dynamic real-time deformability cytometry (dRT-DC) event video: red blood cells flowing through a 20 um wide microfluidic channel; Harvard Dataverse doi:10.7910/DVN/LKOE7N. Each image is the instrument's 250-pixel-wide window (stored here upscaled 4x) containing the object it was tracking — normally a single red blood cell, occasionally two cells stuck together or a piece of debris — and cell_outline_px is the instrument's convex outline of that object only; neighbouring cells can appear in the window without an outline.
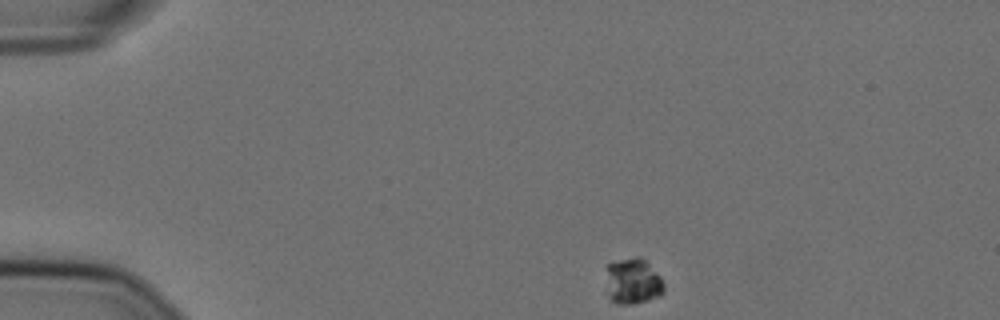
{"species": "Egyptian fruit bat (a non-hibernating species)", "species_latin": "Rousettus aegyptiacus", "temperature_condition": "cold", "stored_images_in_passage": 49, "camera_frame_rate_fps": 3000, "um_per_image_px": 0.085, "animal": {"sex": "female"}, "frame": {"image": 1, "passage_image": 1, "time_ms": 0.0, "image_size_px": [1000, 320], "cell_outline_px": [[664, 292], [660, 296], [632, 304], [616, 304], [608, 296], [608, 264], [620, 260], [636, 256], [640, 256], [660, 276], [664, 284]], "centroid_in_image_um": [53.82, 23.92], "position_along_channel_um": 31.2, "area_um2": 15.2}}
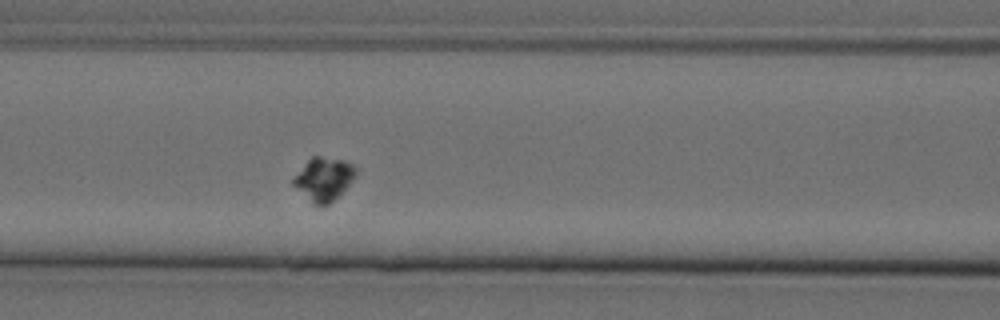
{"frame": {"image": 2, "passage_image": 16, "time_ms": 5.0, "image_size_px": [1000, 320], "cell_outline_px": [[356, 176], [328, 204], [312, 204], [292, 184], [292, 180], [308, 160], [312, 156], [320, 156], [344, 160], [352, 164], [356, 168]], "centroid_in_image_um": [27.51, 15.19], "position_along_channel_um": 139.1, "area_um2": 15.26}}
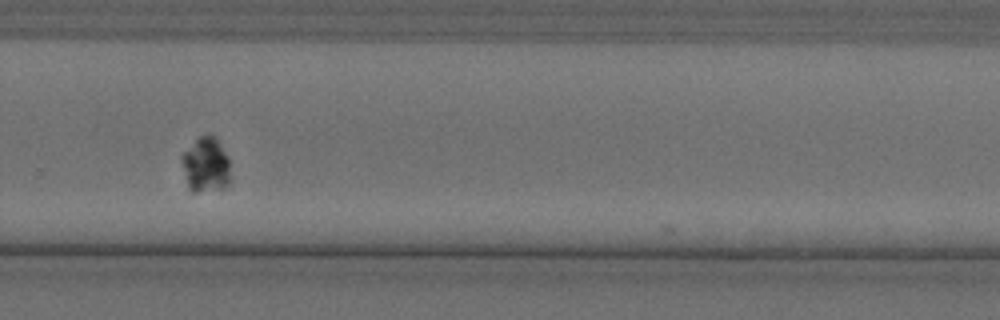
{"frame": {"image": 3, "passage_image": 31, "time_ms": 10.0, "image_size_px": [1000, 320], "cell_outline_px": [[228, 184], [224, 188], [196, 192], [192, 192], [188, 188], [180, 160], [180, 152], [200, 136], [208, 132], [216, 136], [228, 156]], "centroid_in_image_um": [17.44, 13.96], "position_along_channel_um": 312.4, "area_um2": 15.95}}